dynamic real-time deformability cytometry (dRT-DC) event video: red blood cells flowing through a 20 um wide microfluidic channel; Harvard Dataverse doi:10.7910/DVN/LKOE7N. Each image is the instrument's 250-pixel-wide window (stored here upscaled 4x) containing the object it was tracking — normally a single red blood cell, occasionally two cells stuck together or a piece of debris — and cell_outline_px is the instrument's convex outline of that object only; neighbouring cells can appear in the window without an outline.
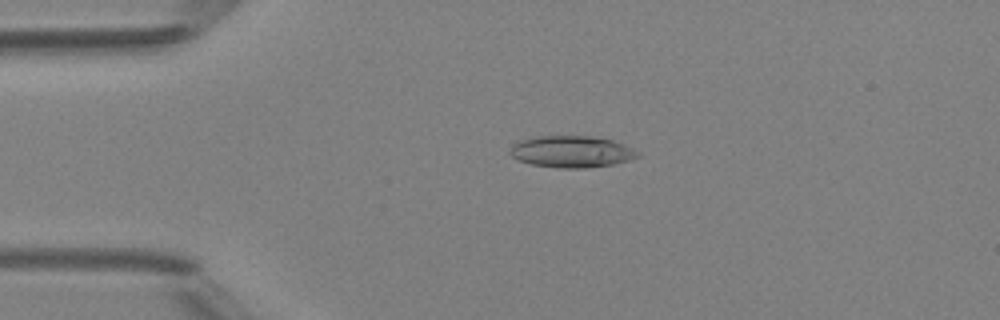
{"species": "Egyptian fruit bat (a non-hibernating species)", "species_latin": "Rousettus aegyptiacus", "temperature_condition": "room temperature", "stored_images_in_passage": 44, "camera_frame_rate_fps": 3000, "um_per_image_px": 0.085, "animal": {"sex": "female"}, "frame": {"image": 1, "passage_image": 6, "time_ms": 1.667, "image_size_px": [1000, 320], "cell_outline_px": [[640, 156], [632, 160], [612, 164], [584, 168], [560, 168], [532, 164], [520, 160], [512, 156], [508, 152], [512, 144], [516, 140], [536, 136], [588, 136], [612, 140], [624, 144], [640, 152]], "centroid_in_image_um": [48.58, 12.88], "position_along_channel_um": 36.4, "area_um2": 23.7}}
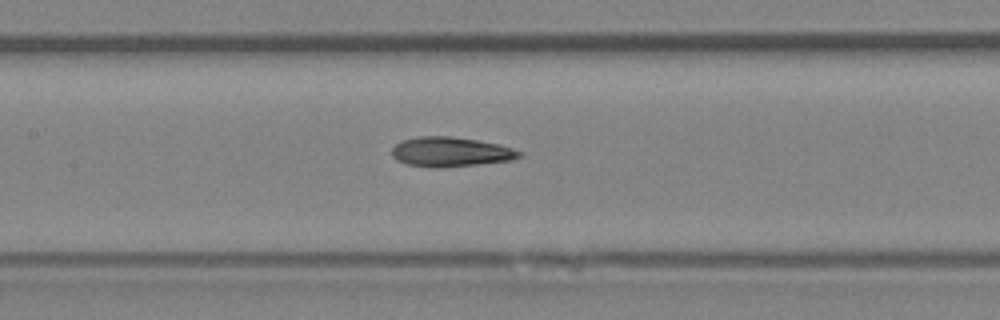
{"frame": {"image": 2, "passage_image": 18, "time_ms": 5.667, "image_size_px": [1000, 320], "cell_outline_px": [[524, 156], [512, 160], [476, 164], [436, 168], [408, 164], [396, 160], [392, 156], [392, 148], [400, 140], [416, 136], [448, 136], [476, 140], [500, 144], [524, 152]], "centroid_in_image_um": [38.31, 12.9], "position_along_channel_um": 169.1, "area_um2": 22.08}}
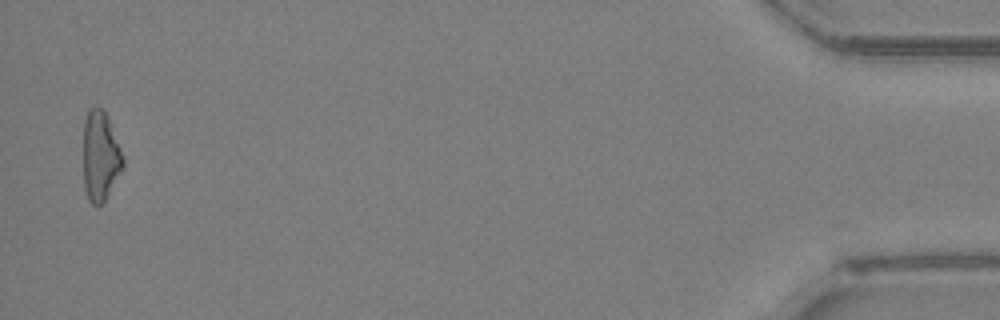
{"frame": {"image": 3, "passage_image": 43, "time_ms": 14.0, "image_size_px": [1000, 320], "cell_outline_px": [[124, 164], [108, 196], [100, 204], [92, 204], [88, 200], [84, 188], [84, 120], [88, 112], [96, 104], [104, 108], [108, 116], [124, 156]], "centroid_in_image_um": [8.54, 13.23], "position_along_channel_um": 426.7, "area_um2": 20.92}, "authors_computed_cell_mechanics": {"area_um2": 21.675, "velocity_mm_per_s": 4.2013, "shape_relaxation_time_tau1_ms": null, "shape_relaxation_time_tau2_ms": 3.0106, "deformation_change_tau1": null, "deformation_change_tau2": 0.1147}}